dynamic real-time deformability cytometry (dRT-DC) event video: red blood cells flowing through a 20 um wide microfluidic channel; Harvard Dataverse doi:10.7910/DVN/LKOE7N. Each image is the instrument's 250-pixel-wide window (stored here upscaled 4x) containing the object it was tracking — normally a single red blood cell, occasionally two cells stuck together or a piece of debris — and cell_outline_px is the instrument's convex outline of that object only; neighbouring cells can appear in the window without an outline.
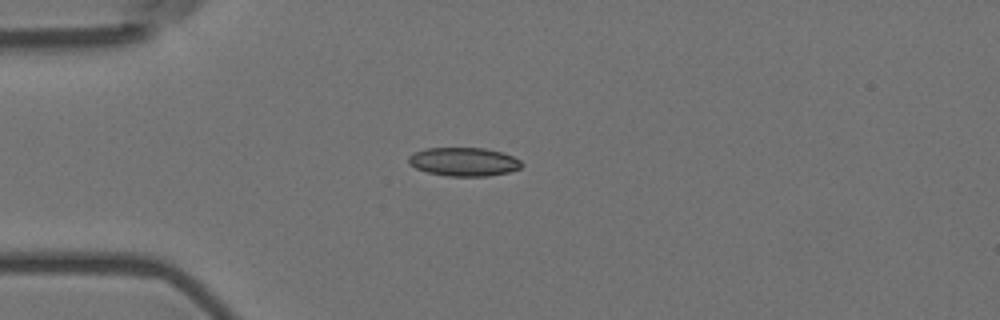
{"species": "Egyptian fruit bat (a non-hibernating species)", "species_latin": "Rousettus aegyptiacus", "temperature_condition": "room temperature", "stored_images_in_passage": 3, "camera_frame_rate_fps": 3000, "um_per_image_px": 0.085, "animal": {"sex": "female"}, "frame": {"image": 1, "passage_image": 1, "time_ms": 0.0, "image_size_px": [1000, 320], "cell_outline_px": [[524, 164], [520, 168], [508, 172], [488, 176], [448, 176], [428, 172], [416, 168], [408, 164], [408, 156], [412, 152], [424, 148], [484, 148], [500, 152], [512, 156], [520, 160]], "centroid_in_image_um": [39.39, 13.74], "position_along_channel_um": 45.6, "area_um2": 18.9}}
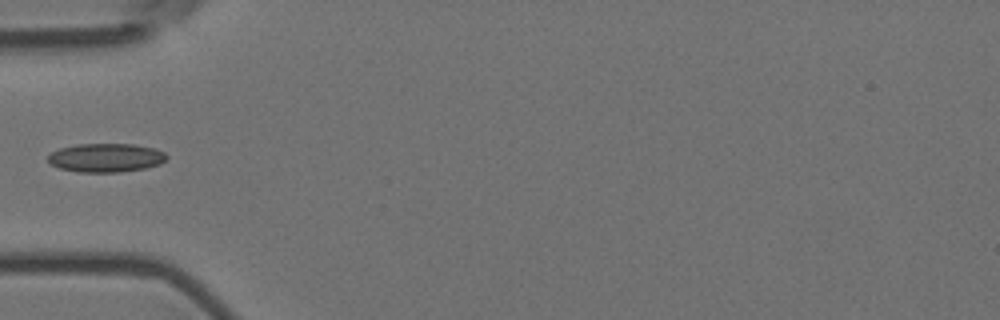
{"frame": {"image": 2, "passage_image": 2, "time_ms": 0.333, "image_size_px": [1000, 320], "cell_outline_px": [[168, 156], [160, 164], [144, 168], [120, 172], [80, 172], [60, 168], [52, 164], [48, 160], [48, 156], [52, 152], [60, 148], [76, 144], [132, 144], [156, 148], [164, 152]], "centroid_in_image_um": [9.02, 13.4], "position_along_channel_um": 76.0, "area_um2": 19.77}}
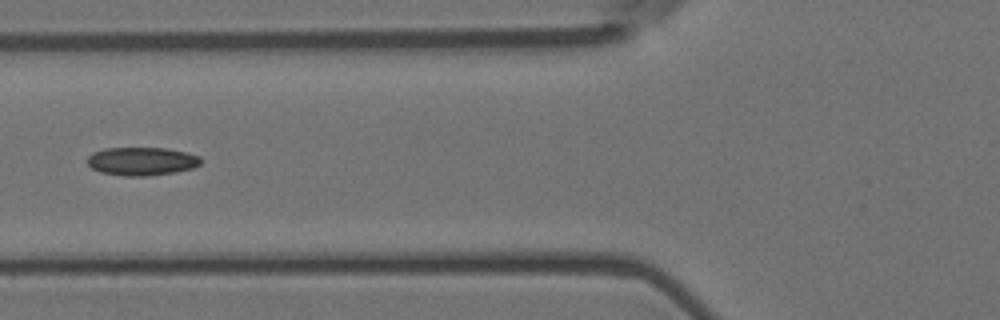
{"frame": {"image": 3, "passage_image": 3, "time_ms": 0.667, "image_size_px": [1000, 320], "cell_outline_px": [[200, 164], [192, 168], [176, 172], [148, 176], [124, 176], [100, 172], [92, 168], [88, 164], [88, 156], [92, 152], [104, 148], [168, 148], [188, 152], [200, 156]], "centroid_in_image_um": [12.05, 13.7], "position_along_channel_um": 113.8, "area_um2": 18.84}}